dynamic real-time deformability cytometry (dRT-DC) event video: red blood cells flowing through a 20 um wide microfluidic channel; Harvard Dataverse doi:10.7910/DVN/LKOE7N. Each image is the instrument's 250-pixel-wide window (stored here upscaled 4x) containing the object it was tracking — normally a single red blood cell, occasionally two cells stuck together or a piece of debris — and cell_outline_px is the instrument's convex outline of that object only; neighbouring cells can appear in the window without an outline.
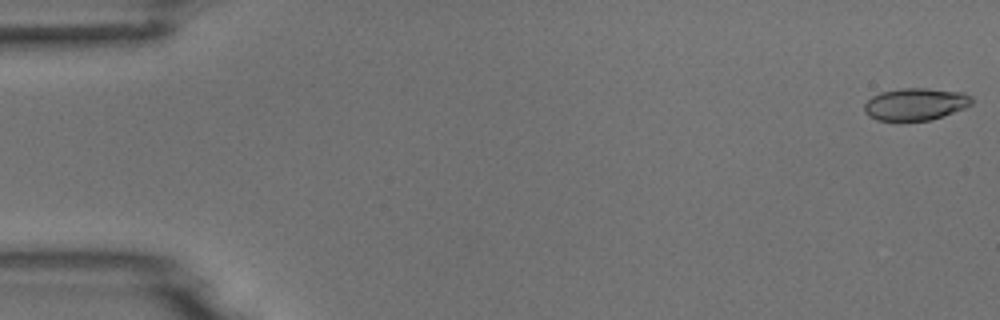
{"species": "common noctule bat (a hibernating species)", "species_latin": "Nyctalus noctula", "temperature_condition": "room temperature", "stored_images_in_passage": 7, "camera_frame_rate_fps": 3000, "um_per_image_px": 0.085, "animal": {"sex": "male", "body_mass_g": 18.8}, "frame": {"image": 1, "passage_image": 1, "time_ms": 0.0, "image_size_px": [1000, 320], "cell_outline_px": [[972, 104], [964, 108], [944, 116], [932, 120], [900, 124], [876, 120], [868, 116], [864, 112], [864, 104], [872, 96], [880, 92], [900, 88], [928, 88], [964, 92], [972, 96]], "centroid_in_image_um": [77.78, 8.9], "position_along_channel_um": 7.2, "area_um2": 21.15}}
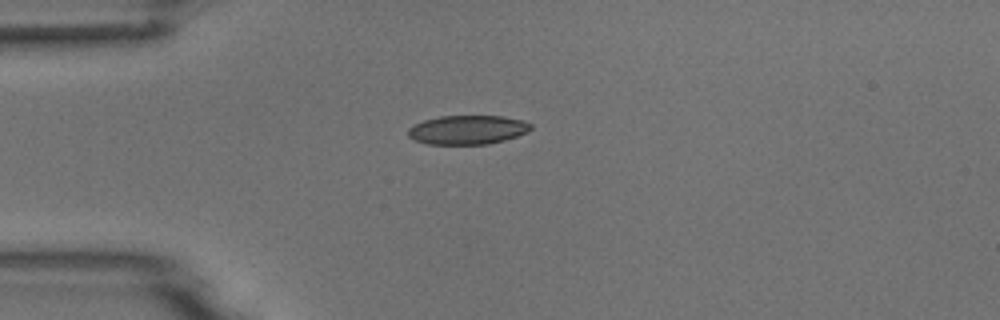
{"frame": {"image": 2, "passage_image": 4, "time_ms": 4.333, "image_size_px": [1000, 320], "cell_outline_px": [[532, 128], [528, 132], [504, 140], [488, 144], [428, 144], [412, 140], [408, 136], [408, 128], [424, 120], [440, 116], [504, 116], [524, 120], [532, 124]], "centroid_in_image_um": [39.75, 11.03], "position_along_channel_um": 45.2, "area_um2": 20.87}}